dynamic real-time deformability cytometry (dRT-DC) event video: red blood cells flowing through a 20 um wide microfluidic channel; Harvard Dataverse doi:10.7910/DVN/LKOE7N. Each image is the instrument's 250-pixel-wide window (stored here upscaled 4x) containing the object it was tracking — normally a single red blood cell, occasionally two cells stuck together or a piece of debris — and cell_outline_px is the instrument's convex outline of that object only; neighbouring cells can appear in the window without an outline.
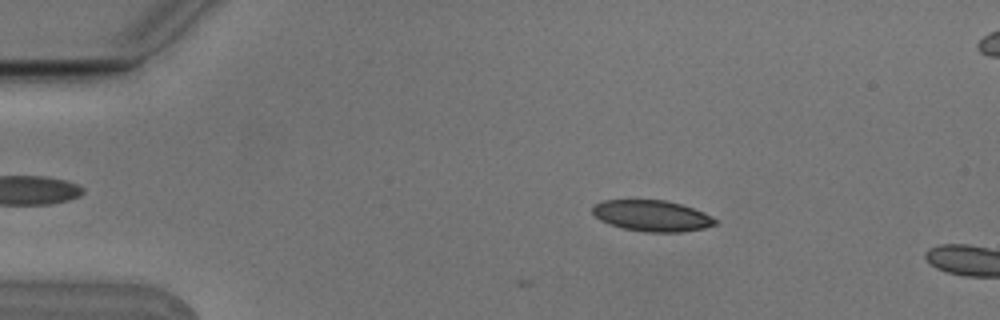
{"species": "Egyptian fruit bat (a non-hibernating species)", "species_latin": "Rousettus aegyptiacus", "temperature_condition": "cold", "stored_images_in_passage": 4, "camera_frame_rate_fps": 3000, "um_per_image_px": 0.085, "animal": {"sex": "male"}, "frame": {"image": 1, "passage_image": 2, "time_ms": 0.333, "image_size_px": [1000, 320], "cell_outline_px": [[716, 224], [704, 228], [680, 232], [644, 232], [624, 228], [600, 220], [592, 212], [592, 208], [596, 204], [604, 200], [664, 200], [680, 204], [704, 212], [716, 220]], "centroid_in_image_um": [55.42, 18.34], "position_along_channel_um": 29.6, "area_um2": 21.91}}